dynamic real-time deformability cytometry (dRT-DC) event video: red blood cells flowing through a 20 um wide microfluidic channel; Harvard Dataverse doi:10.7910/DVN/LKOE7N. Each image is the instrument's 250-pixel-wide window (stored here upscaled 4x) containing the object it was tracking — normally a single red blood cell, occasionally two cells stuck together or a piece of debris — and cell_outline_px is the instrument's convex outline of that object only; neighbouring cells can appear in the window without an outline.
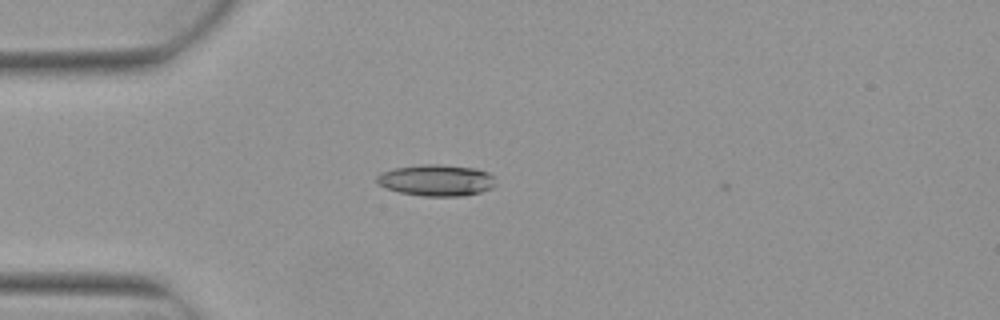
{"species": "Egyptian fruit bat (a non-hibernating species)", "species_latin": "Rousettus aegyptiacus", "temperature_condition": "warm", "stored_images_in_passage": 2, "camera_frame_rate_fps": 3000, "um_per_image_px": 0.085, "animal": {"sex": "female"}, "frame": {"image": 1, "passage_image": 2, "time_ms": 0.333, "image_size_px": [1000, 320], "cell_outline_px": [[496, 184], [492, 188], [480, 192], [464, 196], [424, 196], [400, 192], [376, 184], [376, 176], [380, 172], [392, 168], [420, 164], [440, 164], [476, 168], [488, 172], [492, 176]], "centroid_in_image_um": [37.07, 15.31], "position_along_channel_um": 47.9, "area_um2": 21.96}}